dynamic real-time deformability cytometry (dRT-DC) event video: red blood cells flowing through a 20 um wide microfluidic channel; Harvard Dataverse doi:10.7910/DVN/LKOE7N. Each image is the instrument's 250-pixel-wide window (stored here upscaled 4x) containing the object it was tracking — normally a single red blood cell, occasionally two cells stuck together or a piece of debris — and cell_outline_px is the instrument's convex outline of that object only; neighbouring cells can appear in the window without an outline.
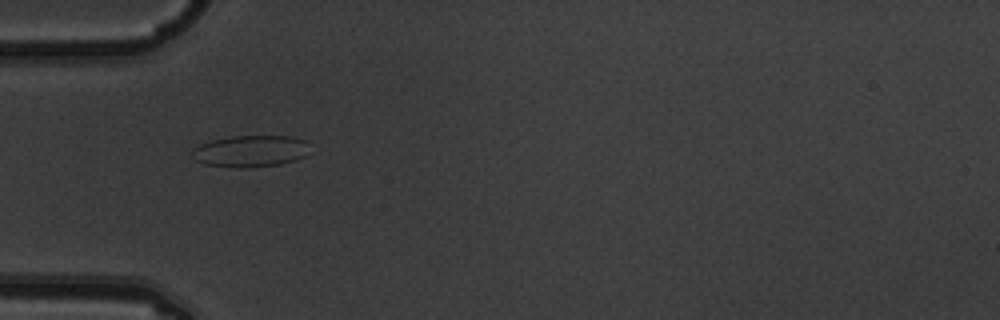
{"species": "common noctule bat (a hibernating species)", "species_latin": "Nyctalus noctula", "temperature_condition": "warm", "stored_images_in_passage": 5, "camera_frame_rate_fps": 3000, "um_per_image_px": 0.085, "animal": {"sex": "male", "body_mass_g": 19.5, "forearm_length_mm": 54.6}, "frame": {"image": 1, "passage_image": 1, "time_ms": 0.0, "image_size_px": [1000, 320], "cell_outline_px": [[312, 152], [296, 160], [280, 164], [248, 168], [240, 168], [204, 164], [196, 160], [192, 152], [192, 148], [200, 144], [212, 140], [232, 136], [292, 136], [308, 140]], "centroid_in_image_um": [21.37, 12.84], "position_along_channel_um": 63.6, "area_um2": 22.08}}
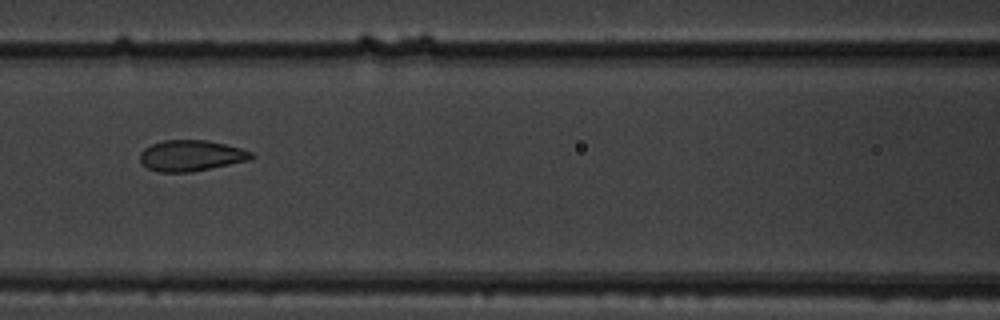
{"frame": {"image": 2, "passage_image": 3, "time_ms": 0.667, "image_size_px": [1000, 320], "cell_outline_px": [[256, 156], [248, 160], [192, 172], [160, 172], [148, 168], [140, 160], [140, 152], [144, 148], [152, 144], [164, 140], [208, 140], [240, 148], [252, 152]], "centroid_in_image_um": [16.24, 13.22], "position_along_channel_um": 150.4, "area_um2": 19.94}}
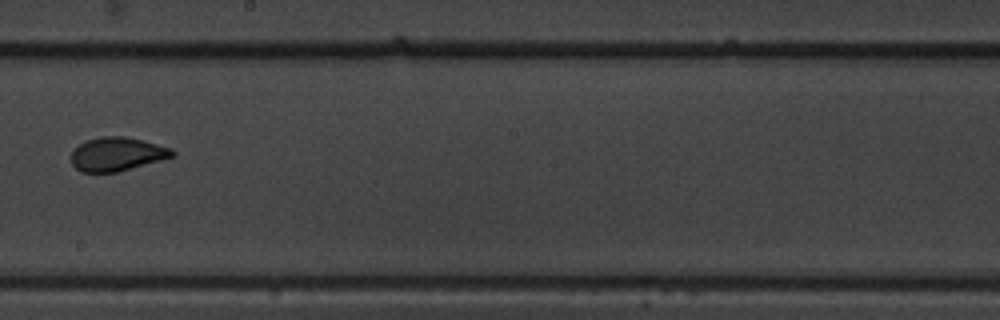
{"frame": {"image": 3, "passage_image": 5, "time_ms": 1.333, "image_size_px": [1000, 320], "cell_outline_px": [[176, 156], [116, 172], [80, 172], [72, 164], [72, 152], [80, 144], [88, 140], [104, 136], [124, 136], [172, 148], [176, 152]], "centroid_in_image_um": [9.97, 13.1], "position_along_channel_um": 238.2, "area_um2": 19.59}}